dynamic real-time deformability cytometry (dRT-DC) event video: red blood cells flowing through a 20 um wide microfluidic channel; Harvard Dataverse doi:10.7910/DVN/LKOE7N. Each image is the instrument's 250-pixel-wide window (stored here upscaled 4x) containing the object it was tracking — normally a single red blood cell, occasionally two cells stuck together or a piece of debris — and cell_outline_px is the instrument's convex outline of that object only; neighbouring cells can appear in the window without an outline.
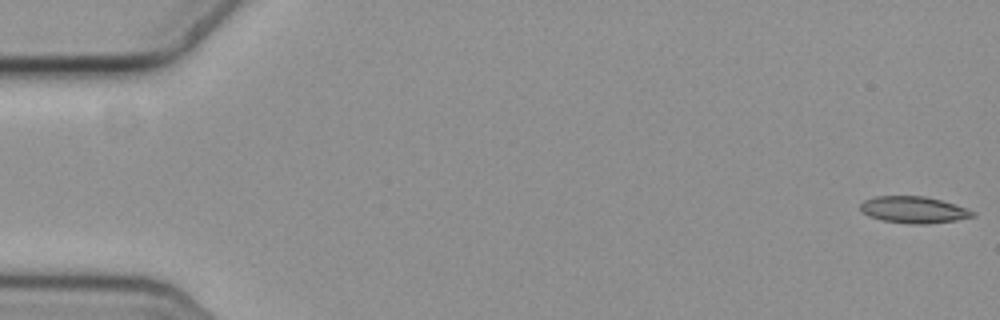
{"species": "common noctule bat (a hibernating species)", "species_latin": "Nyctalus noctula", "temperature_condition": "cold", "stored_images_in_passage": 58, "camera_frame_rate_fps": 3000, "um_per_image_px": 0.085, "animal": {"sex": "female", "body_mass_g": 19.3, "forearm_length_mm": 54.1}, "frame": {"image": 1, "passage_image": 1, "time_ms": 0.0, "image_size_px": [1000, 320], "cell_outline_px": [[976, 216], [956, 220], [924, 224], [912, 224], [880, 220], [868, 216], [860, 208], [860, 204], [864, 200], [876, 196], [924, 196], [940, 200], [976, 212]], "centroid_in_image_um": [77.63, 17.83], "position_along_channel_um": 7.4, "area_um2": 17.28}}
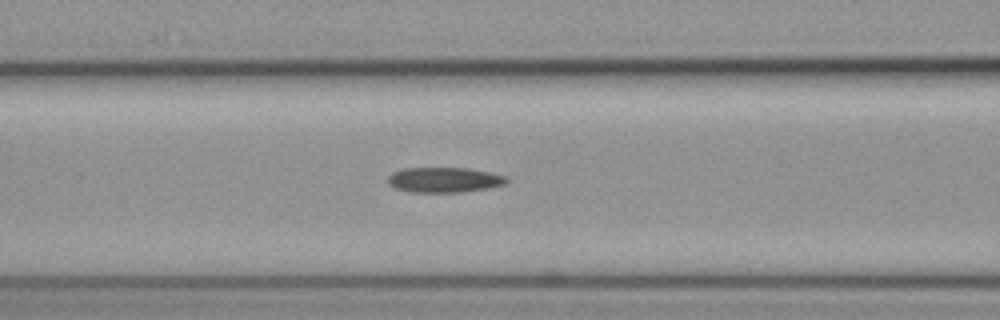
{"frame": {"image": 2, "passage_image": 24, "time_ms": 7.667, "image_size_px": [1000, 320], "cell_outline_px": [[508, 180], [504, 184], [488, 188], [460, 192], [412, 192], [396, 188], [388, 184], [388, 176], [392, 172], [404, 168], [468, 168], [488, 172], [504, 176]], "centroid_in_image_um": [37.71, 15.28], "position_along_channel_um": 128.9, "area_um2": 17.22}}
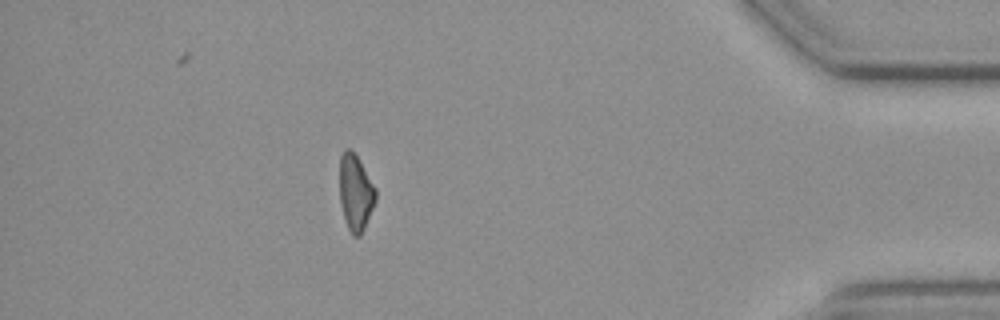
{"frame": {"image": 3, "passage_image": 51, "time_ms": 16.667, "image_size_px": [1000, 320], "cell_outline_px": [[376, 200], [364, 228], [360, 236], [352, 236], [348, 228], [340, 204], [340, 156], [344, 148], [352, 148], [376, 188]], "centroid_in_image_um": [30.21, 16.34], "position_along_channel_um": 405.0, "area_um2": 16.01}, "authors_computed_cell_mechanics": {"area_um2": 17.2533, "velocity_mm_per_s": 3.6296, "shape_relaxation_time_tau1_ms": 10.9896, "shape_relaxation_time_tau2_ms": 10.3353, "deformation_change_tau1": 0.1838, "deformation_change_tau2": 0.2033}}